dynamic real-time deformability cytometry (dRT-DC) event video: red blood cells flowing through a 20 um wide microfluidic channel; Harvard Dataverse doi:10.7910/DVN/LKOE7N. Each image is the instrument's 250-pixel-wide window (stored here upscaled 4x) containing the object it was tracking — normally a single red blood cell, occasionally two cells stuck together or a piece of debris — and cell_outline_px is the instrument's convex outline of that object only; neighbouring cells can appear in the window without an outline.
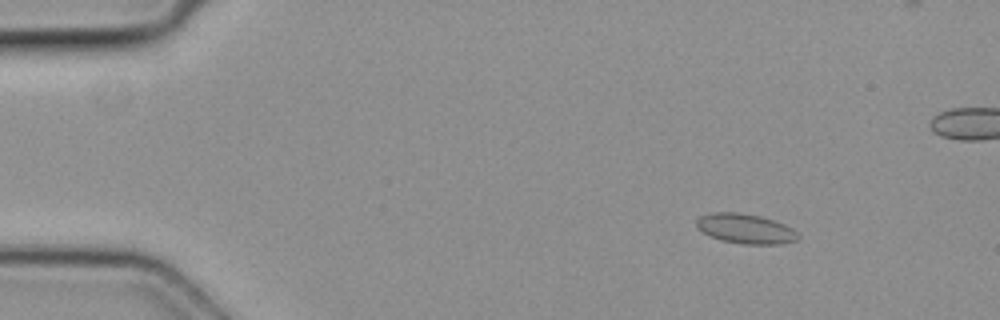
{"species": "common noctule bat (a hibernating species)", "species_latin": "Nyctalus noctula", "temperature_condition": "cold", "stored_images_in_passage": 4, "camera_frame_rate_fps": 3000, "um_per_image_px": 0.085, "animal": {"sex": "female", "body_mass_g": 19.3, "forearm_length_mm": 54.1}, "frame": {"image": 1, "passage_image": 1, "time_ms": 0.0, "image_size_px": [1000, 320], "cell_outline_px": [[800, 236], [796, 240], [780, 244], [740, 244], [720, 240], [696, 228], [696, 220], [700, 216], [712, 212], [740, 212], [760, 216], [784, 224], [792, 228]], "centroid_in_image_um": [63.35, 19.43], "position_along_channel_um": 21.7, "area_um2": 17.63}}